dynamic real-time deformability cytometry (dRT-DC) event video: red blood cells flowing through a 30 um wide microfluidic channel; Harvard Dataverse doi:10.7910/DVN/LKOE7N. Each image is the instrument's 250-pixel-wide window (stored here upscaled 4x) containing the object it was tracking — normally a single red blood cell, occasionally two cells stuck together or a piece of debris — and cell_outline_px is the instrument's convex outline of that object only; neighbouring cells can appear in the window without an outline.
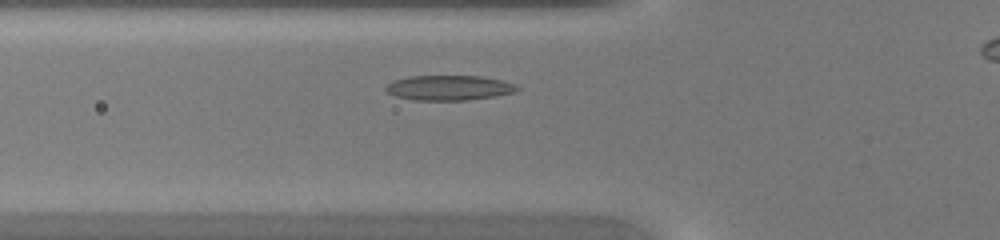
{"species": "common noctule bat (a hibernating species)", "species_latin": "Nyctalus noctula", "temperature_condition": "warm", "stored_images_in_passage": 31, "camera_frame_rate_fps": 3000, "um_per_image_px": 0.085, "animal": {"sex": "female", "body_mass_g": 20.0, "forearm_length_mm": 54.0}, "frame": {"image": 1, "passage_image": 6, "time_ms": 1.667, "image_size_px": [1000, 240], "cell_outline_px": [[520, 88], [516, 92], [496, 96], [468, 100], [412, 100], [396, 96], [388, 92], [384, 88], [392, 80], [408, 76], [480, 76], [500, 80], [516, 84]], "centroid_in_image_um": [38.17, 7.46], "position_along_channel_um": 87.6, "area_um2": 19.19}}
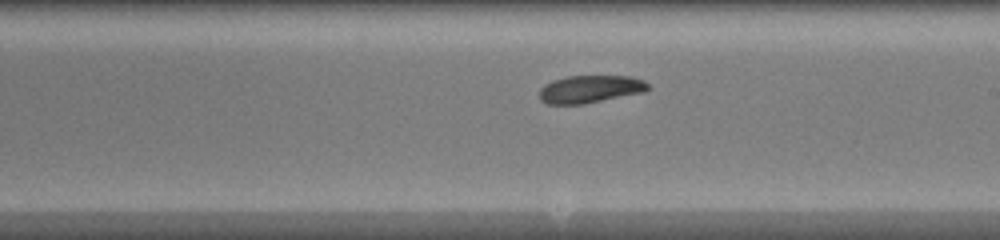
{"frame": {"image": 2, "passage_image": 16, "time_ms": 5.0, "image_size_px": [1000, 240], "cell_outline_px": [[652, 88], [644, 92], [584, 104], [548, 104], [540, 100], [540, 88], [544, 84], [552, 80], [568, 76], [632, 76], [644, 80]], "centroid_in_image_um": [50.18, 7.57], "position_along_channel_um": 238.8, "area_um2": 17.63}}
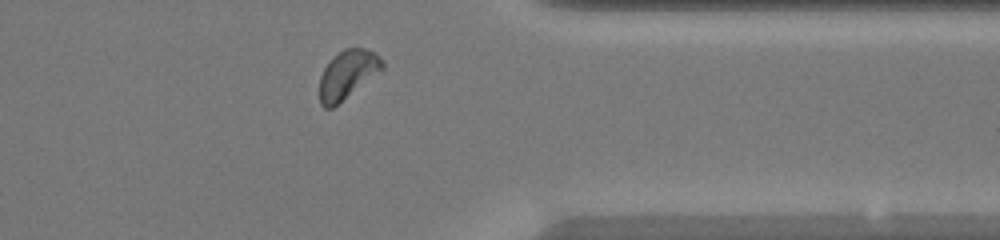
{"frame": {"image": 3, "passage_image": 26, "time_ms": 8.333, "image_size_px": [1000, 240], "cell_outline_px": [[384, 68], [332, 108], [324, 108], [320, 104], [320, 76], [324, 68], [344, 48], [364, 48], [376, 52], [384, 60]], "centroid_in_image_um": [29.56, 6.32], "position_along_channel_um": 381.8, "area_um2": 17.4}}